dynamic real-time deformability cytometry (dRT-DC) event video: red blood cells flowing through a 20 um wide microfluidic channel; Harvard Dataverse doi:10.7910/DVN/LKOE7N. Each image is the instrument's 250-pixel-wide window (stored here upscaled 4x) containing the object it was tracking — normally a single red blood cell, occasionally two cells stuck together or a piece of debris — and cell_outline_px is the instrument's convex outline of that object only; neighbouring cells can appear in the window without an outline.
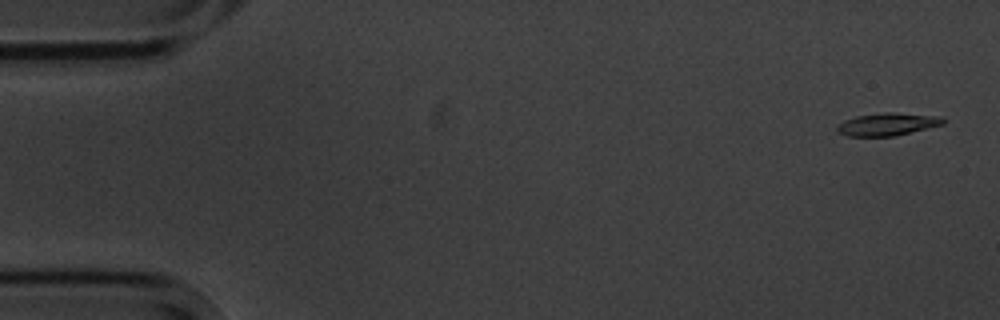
{"species": "common noctule bat (a hibernating species)", "species_latin": "Nyctalus noctula", "temperature_condition": "cold", "stored_images_in_passage": 5, "camera_frame_rate_fps": 3000, "um_per_image_px": 0.085, "animal": {"sex": "male", "body_mass_g": 20.1, "forearm_length_mm": 53.5}, "frame": {"image": 1, "passage_image": 1, "time_ms": 0.0, "image_size_px": [1000, 320], "cell_outline_px": [[944, 124], [892, 136], [848, 136], [836, 132], [836, 124], [844, 120], [856, 116], [884, 112], [892, 112], [944, 116]], "centroid_in_image_um": [75.4, 10.55], "position_along_channel_um": 9.6, "area_um2": 14.05}}